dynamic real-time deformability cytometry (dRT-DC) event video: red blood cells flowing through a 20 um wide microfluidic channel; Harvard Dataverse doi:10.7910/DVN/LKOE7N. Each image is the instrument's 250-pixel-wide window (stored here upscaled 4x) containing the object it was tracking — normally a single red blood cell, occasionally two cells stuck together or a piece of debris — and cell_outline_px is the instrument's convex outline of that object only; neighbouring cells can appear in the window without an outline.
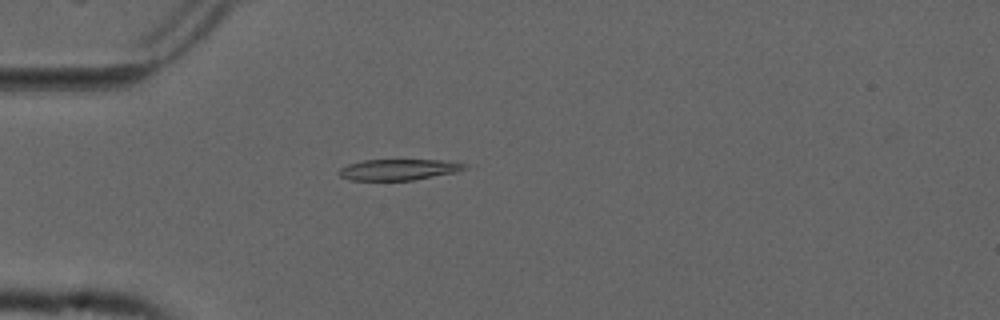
{"species": "common noctule bat (a hibernating species)", "species_latin": "Nyctalus noctula", "temperature_condition": "cold", "stored_images_in_passage": 54, "camera_frame_rate_fps": 3000, "um_per_image_px": 0.085, "animal": {"sex": "male", "forearm_length_mm": 52.5}, "frame": {"image": 1, "passage_image": 15, "time_ms": 4.667, "image_size_px": [1000, 320], "cell_outline_px": [[468, 168], [456, 172], [412, 180], [352, 180], [340, 176], [336, 172], [340, 168], [348, 164], [364, 160], [440, 160], [468, 164]], "centroid_in_image_um": [33.87, 14.41], "position_along_channel_um": 51.1, "area_um2": 15.32}}
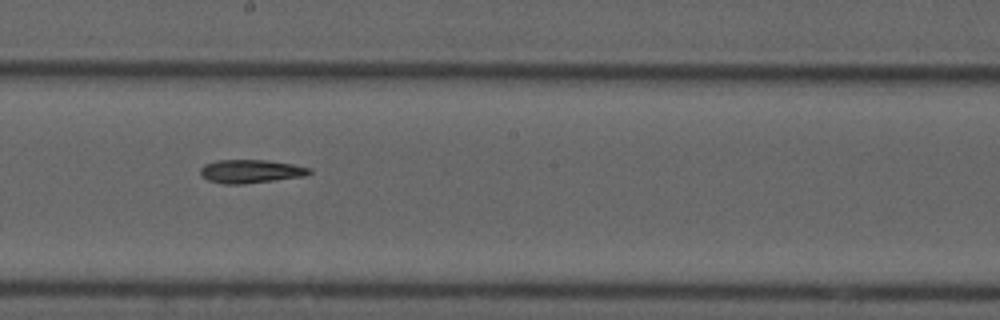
{"frame": {"image": 2, "passage_image": 30, "time_ms": 9.667, "image_size_px": [1000, 320], "cell_outline_px": [[312, 172], [304, 176], [240, 184], [224, 184], [208, 180], [200, 172], [200, 168], [204, 164], [216, 160], [268, 160], [292, 164], [312, 168]], "centroid_in_image_um": [21.31, 14.55], "position_along_channel_um": 226.9, "area_um2": 14.74}}
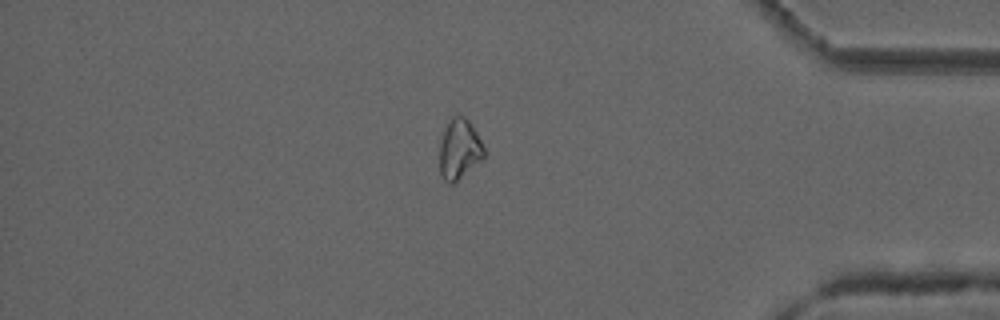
{"frame": {"image": 3, "passage_image": 46, "time_ms": 15.0, "image_size_px": [1000, 320], "cell_outline_px": [[484, 156], [480, 160], [452, 184], [448, 184], [444, 180], [440, 172], [440, 140], [452, 116], [464, 116], [468, 120], [476, 132], [484, 148]], "centroid_in_image_um": [39.02, 12.68], "position_along_channel_um": 396.2, "area_um2": 15.09}}